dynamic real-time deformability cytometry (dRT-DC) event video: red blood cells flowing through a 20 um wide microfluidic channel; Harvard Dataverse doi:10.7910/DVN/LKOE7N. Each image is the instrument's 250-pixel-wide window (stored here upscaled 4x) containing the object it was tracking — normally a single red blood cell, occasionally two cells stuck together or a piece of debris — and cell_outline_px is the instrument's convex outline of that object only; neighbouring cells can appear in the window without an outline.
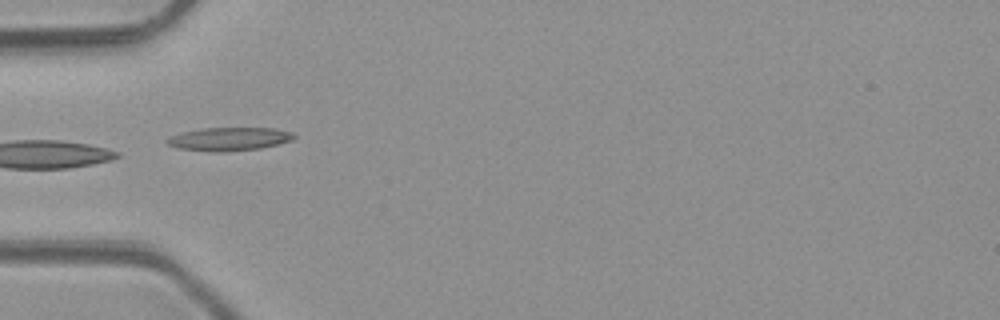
{"species": "common noctule bat (a hibernating species)", "species_latin": "Nyctalus noctula", "temperature_condition": "room temperature", "stored_images_in_passage": 5, "camera_frame_rate_fps": 3000, "um_per_image_px": 0.085, "animal": {"sex": "male", "body_mass_g": 23.1, "forearm_length_mm": 52.7}, "frame": {"image": 1, "passage_image": 4, "time_ms": 4.333, "image_size_px": [1000, 320], "cell_outline_px": [[296, 136], [292, 140], [260, 148], [228, 152], [212, 152], [176, 148], [168, 144], [164, 140], [168, 136], [180, 132], [204, 128], [276, 128], [292, 132]], "centroid_in_image_um": [19.42, 11.82], "position_along_channel_um": 65.6, "area_um2": 17.46}}
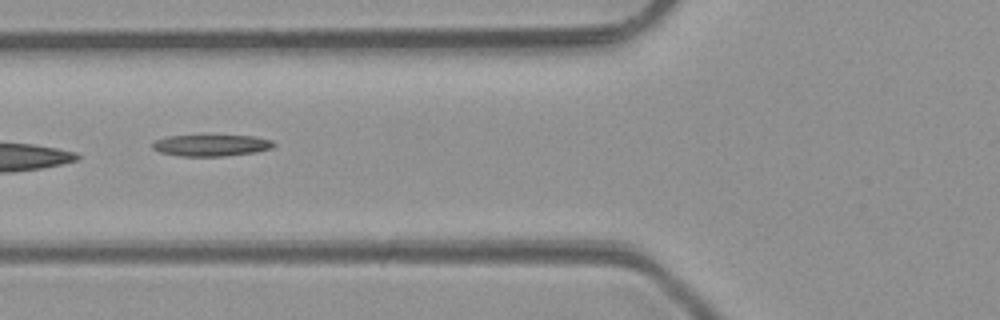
{"frame": {"image": 2, "passage_image": 5, "time_ms": 5.333, "image_size_px": [1000, 320], "cell_outline_px": [[276, 144], [272, 148], [256, 152], [224, 156], [180, 156], [160, 152], [152, 148], [152, 144], [156, 140], [168, 136], [204, 132], [252, 136], [272, 140]], "centroid_in_image_um": [17.95, 12.29], "position_along_channel_um": 107.9, "area_um2": 16.24}}